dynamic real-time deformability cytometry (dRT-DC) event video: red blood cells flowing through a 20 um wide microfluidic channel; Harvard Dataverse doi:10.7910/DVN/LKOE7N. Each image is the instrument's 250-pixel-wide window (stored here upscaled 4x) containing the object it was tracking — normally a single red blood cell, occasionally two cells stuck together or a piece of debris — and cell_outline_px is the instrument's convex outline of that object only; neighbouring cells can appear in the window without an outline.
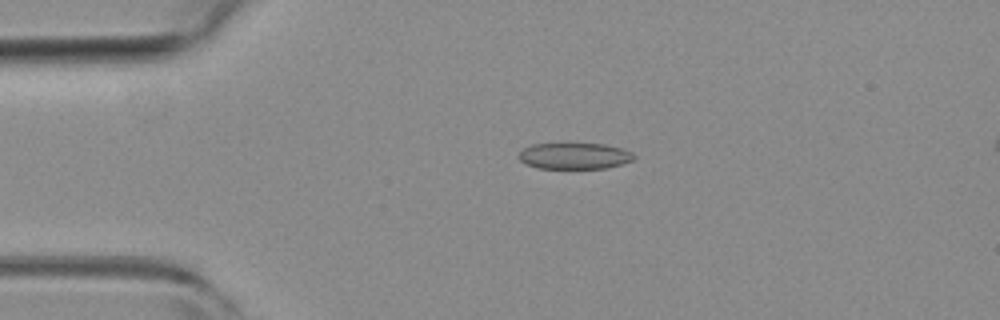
{"species": "common noctule bat (a hibernating species)", "species_latin": "Nyctalus noctula", "temperature_condition": "room temperature", "stored_images_in_passage": 6, "camera_frame_rate_fps": 3000, "um_per_image_px": 0.085, "animal": {"sex": "female", "body_mass_g": 19.3, "forearm_length_mm": 54.1}, "frame": {"image": 1, "passage_image": 4, "time_ms": 1.0, "image_size_px": [1000, 320], "cell_outline_px": [[636, 156], [632, 160], [620, 164], [604, 168], [536, 168], [520, 160], [516, 156], [524, 148], [532, 144], [568, 140], [604, 144], [624, 148], [632, 152]], "centroid_in_image_um": [48.8, 13.19], "position_along_channel_um": 36.2, "area_um2": 18.55}}